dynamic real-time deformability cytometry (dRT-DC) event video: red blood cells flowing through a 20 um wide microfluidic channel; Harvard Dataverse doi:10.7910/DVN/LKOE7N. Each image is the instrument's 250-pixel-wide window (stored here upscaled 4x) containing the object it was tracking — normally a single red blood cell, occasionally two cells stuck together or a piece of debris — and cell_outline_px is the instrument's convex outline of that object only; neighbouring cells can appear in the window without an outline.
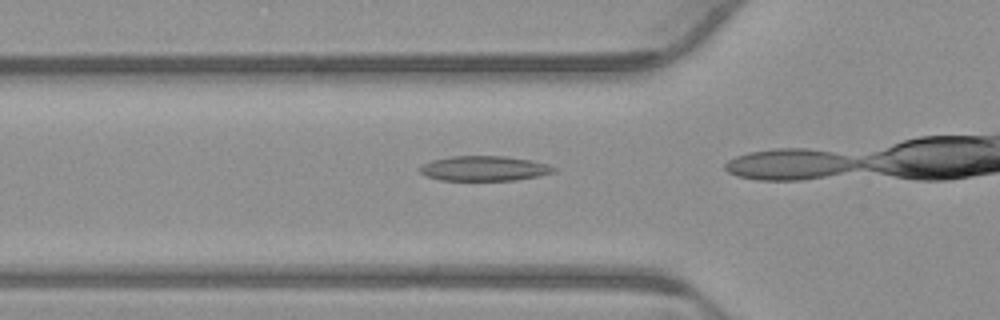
{"species": "common noctule bat (a hibernating species)", "species_latin": "Nyctalus noctula", "temperature_condition": "warm", "stored_images_in_passage": 6, "camera_frame_rate_fps": 3000, "um_per_image_px": 0.085, "animal": {"sex": "male", "body_mass_g": 23.1, "forearm_length_mm": 52.7}, "frame": {"image": 1, "passage_image": 4, "time_ms": 1.0, "image_size_px": [1000, 320], "cell_outline_px": [[556, 172], [540, 176], [516, 180], [440, 180], [428, 176], [420, 172], [420, 164], [432, 160], [452, 156], [504, 156], [532, 160], [548, 164], [556, 168]], "centroid_in_image_um": [41.19, 14.31], "position_along_channel_um": 84.6, "area_um2": 19.54}}